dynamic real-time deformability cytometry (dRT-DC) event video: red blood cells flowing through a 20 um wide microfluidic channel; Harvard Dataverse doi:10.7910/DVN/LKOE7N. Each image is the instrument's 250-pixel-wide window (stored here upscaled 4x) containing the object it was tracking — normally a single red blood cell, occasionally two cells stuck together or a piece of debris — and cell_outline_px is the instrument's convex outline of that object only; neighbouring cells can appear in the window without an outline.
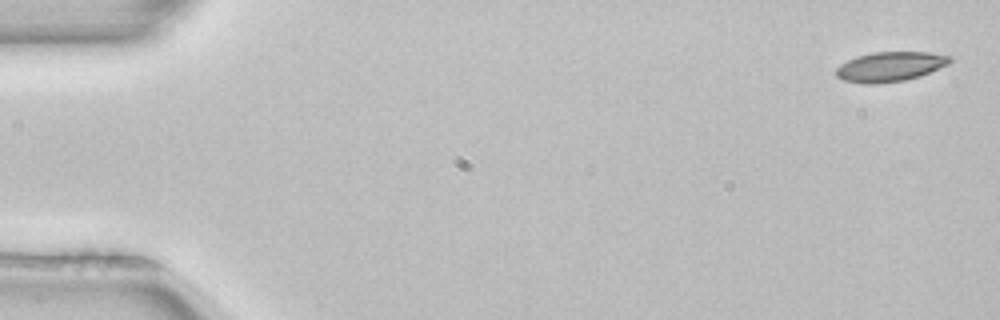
{"species": "common noctule bat (a hibernating species)", "species_latin": "Nyctalus noctula", "temperature_condition": "room temperature", "stored_images_in_passage": 4, "camera_frame_rate_fps": 3000, "um_per_image_px": 0.085, "animal": {"sex": "female", "body_mass_g": 22.7, "forearm_length_mm": 54.2}, "frame": {"image": 1, "passage_image": 1, "time_ms": 0.0, "image_size_px": [1000, 320], "cell_outline_px": [[952, 60], [948, 64], [920, 76], [904, 80], [876, 84], [864, 84], [844, 80], [836, 76], [836, 68], [840, 64], [856, 56], [872, 52], [928, 52], [952, 56]], "centroid_in_image_um": [75.65, 5.66], "position_along_channel_um": 9.4, "area_um2": 19.71}}
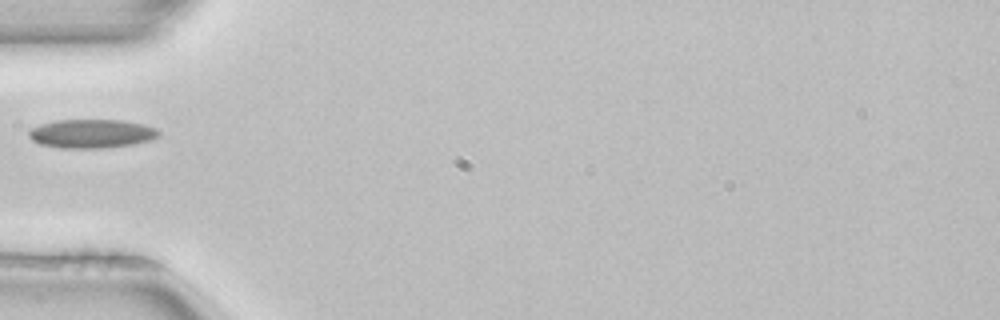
{"frame": {"image": 2, "passage_image": 4, "time_ms": 1.0, "image_size_px": [1000, 320], "cell_outline_px": [[160, 136], [148, 140], [132, 144], [104, 148], [60, 148], [40, 144], [32, 140], [28, 136], [28, 132], [32, 128], [40, 124], [56, 120], [120, 120], [144, 124], [156, 128], [160, 132]], "centroid_in_image_um": [7.77, 11.36], "position_along_channel_um": 77.2, "area_um2": 21.79}}